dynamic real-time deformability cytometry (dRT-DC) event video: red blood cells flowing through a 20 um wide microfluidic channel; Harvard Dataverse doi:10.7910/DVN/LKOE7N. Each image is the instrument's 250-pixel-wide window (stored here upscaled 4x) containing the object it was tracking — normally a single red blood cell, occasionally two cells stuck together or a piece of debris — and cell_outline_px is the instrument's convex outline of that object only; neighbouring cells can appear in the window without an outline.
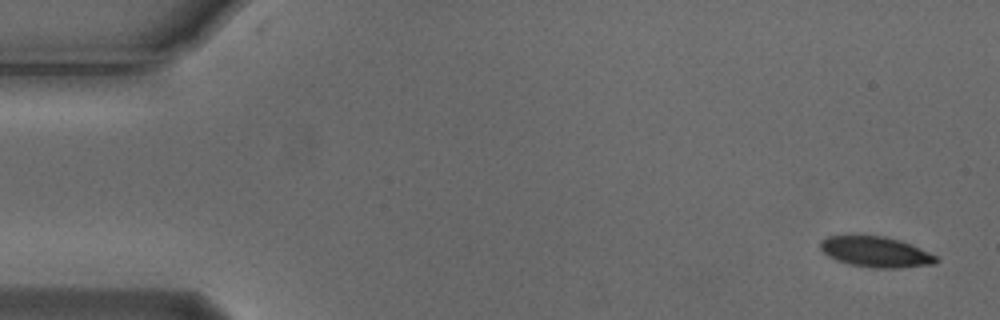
{"species": "Egyptian fruit bat (a non-hibernating species)", "species_latin": "Rousettus aegyptiacus", "temperature_condition": "cold", "stored_images_in_passage": 4, "camera_frame_rate_fps": 3000, "um_per_image_px": 0.085, "animal": {"sex": "male"}, "frame": {"image": 1, "passage_image": 1, "time_ms": 0.0, "image_size_px": [1000, 320], "cell_outline_px": [[940, 260], [936, 264], [900, 268], [872, 268], [848, 264], [836, 260], [828, 256], [820, 248], [820, 240], [828, 236], [884, 236], [900, 240], [912, 244], [936, 256]], "centroid_in_image_um": [74.46, 21.42], "position_along_channel_um": 10.5, "area_um2": 20.75}}